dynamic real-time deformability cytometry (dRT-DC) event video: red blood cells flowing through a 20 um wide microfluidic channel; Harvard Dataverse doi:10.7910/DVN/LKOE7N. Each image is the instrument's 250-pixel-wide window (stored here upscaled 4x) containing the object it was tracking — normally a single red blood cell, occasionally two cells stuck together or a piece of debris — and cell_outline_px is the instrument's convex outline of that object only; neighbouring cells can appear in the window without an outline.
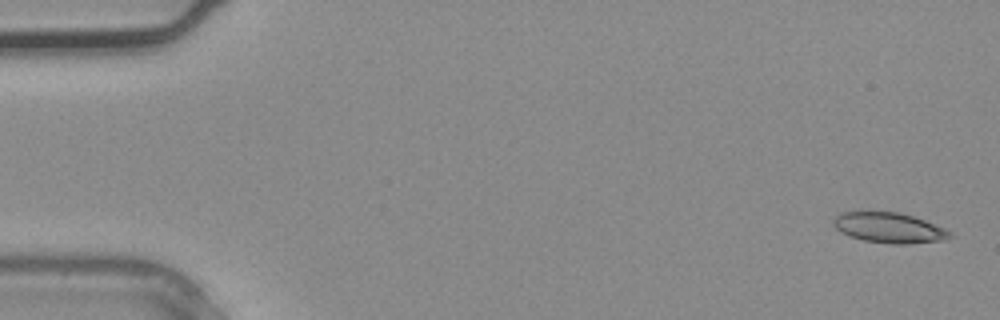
{"species": "common noctule bat (a hibernating species)", "species_latin": "Nyctalus noctula", "temperature_condition": "warm", "stored_images_in_passage": 3, "camera_frame_rate_fps": 3000, "um_per_image_px": 0.085, "animal": {"sex": "male", "body_mass_g": 20.4}, "frame": {"image": 1, "passage_image": 1, "time_ms": 0.0, "image_size_px": [1000, 320], "cell_outline_px": [[952, 236], [944, 240], [904, 244], [892, 244], [864, 240], [840, 232], [832, 224], [832, 220], [836, 216], [844, 212], [900, 212], [924, 220], [944, 228], [952, 232]], "centroid_in_image_um": [75.58, 19.36], "position_along_channel_um": 9.4, "area_um2": 20.35}}
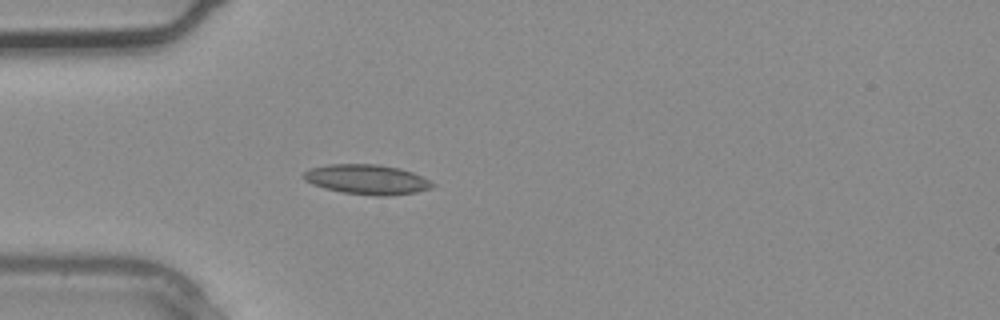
{"frame": {"image": 2, "passage_image": 3, "time_ms": 0.667, "image_size_px": [1000, 320], "cell_outline_px": [[436, 184], [432, 188], [416, 192], [384, 196], [376, 196], [344, 192], [324, 188], [312, 184], [304, 180], [304, 172], [308, 168], [328, 164], [380, 164], [400, 168], [412, 172]], "centroid_in_image_um": [31.18, 15.24], "position_along_channel_um": 53.8, "area_um2": 22.37}}